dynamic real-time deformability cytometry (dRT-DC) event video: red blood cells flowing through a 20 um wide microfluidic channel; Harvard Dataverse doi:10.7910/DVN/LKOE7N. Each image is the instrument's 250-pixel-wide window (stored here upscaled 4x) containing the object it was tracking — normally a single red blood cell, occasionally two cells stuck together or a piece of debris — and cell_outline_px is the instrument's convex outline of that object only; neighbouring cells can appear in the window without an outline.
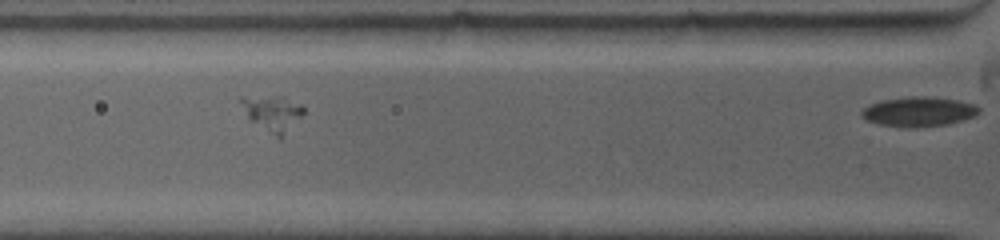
{"species": "common noctule bat (a hibernating species)", "species_latin": "Nyctalus noctula", "temperature_condition": "warm", "stored_images_in_passage": 15, "segment_of_instrument_passage": [2, 2], "camera_frame_rate_fps": 5000, "um_per_image_px": 0.085, "animal": {"sex": "female", "body_mass_g": 19.0, "forearm_length_mm": 53.3}, "frame": {"image": 1, "passage_image": 15, "time_ms": 4.0, "image_size_px": [1000, 240], "cell_outline_px": [[980, 112], [976, 116], [948, 124], [912, 128], [880, 124], [868, 120], [860, 116], [860, 112], [868, 104], [880, 100], [912, 96], [928, 96], [956, 100], [976, 104], [980, 108]], "centroid_in_image_um": [78.1, 9.48], "position_along_channel_um": 47.7, "area_um2": 20.4}}